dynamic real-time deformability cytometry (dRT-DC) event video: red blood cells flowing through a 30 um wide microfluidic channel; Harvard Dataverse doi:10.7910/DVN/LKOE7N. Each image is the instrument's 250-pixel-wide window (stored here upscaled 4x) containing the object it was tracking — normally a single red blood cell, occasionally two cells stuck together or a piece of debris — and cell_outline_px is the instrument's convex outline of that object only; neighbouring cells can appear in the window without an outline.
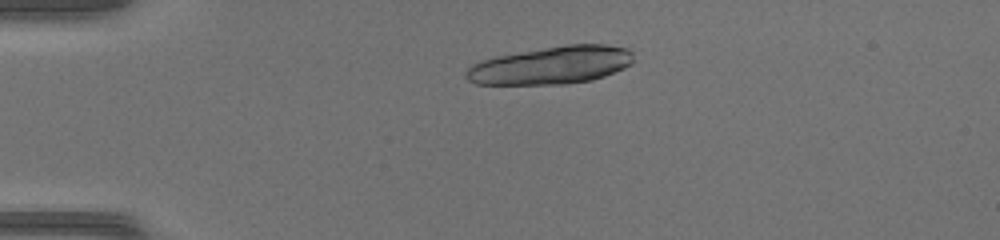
{"species": "common noctule bat (a hibernating species)", "species_latin": "Nyctalus noctula", "temperature_condition": "warm", "stored_images_in_passage": 13, "camera_frame_rate_fps": 3000, "um_per_image_px": 0.085, "animal": {"sex": "female", "body_mass_g": 17.0, "forearm_length_mm": 48.0}, "frame": {"image": 1, "passage_image": 5, "time_ms": 1.333, "image_size_px": [1000, 240], "cell_outline_px": [[624, 64], [620, 68], [600, 76], [584, 80], [524, 84], [492, 84], [492, 60], [512, 56], [556, 48], [620, 48]], "centroid_in_image_um": [47.28, 5.58], "position_along_channel_um": 37.7, "area_um2": 27.57}}